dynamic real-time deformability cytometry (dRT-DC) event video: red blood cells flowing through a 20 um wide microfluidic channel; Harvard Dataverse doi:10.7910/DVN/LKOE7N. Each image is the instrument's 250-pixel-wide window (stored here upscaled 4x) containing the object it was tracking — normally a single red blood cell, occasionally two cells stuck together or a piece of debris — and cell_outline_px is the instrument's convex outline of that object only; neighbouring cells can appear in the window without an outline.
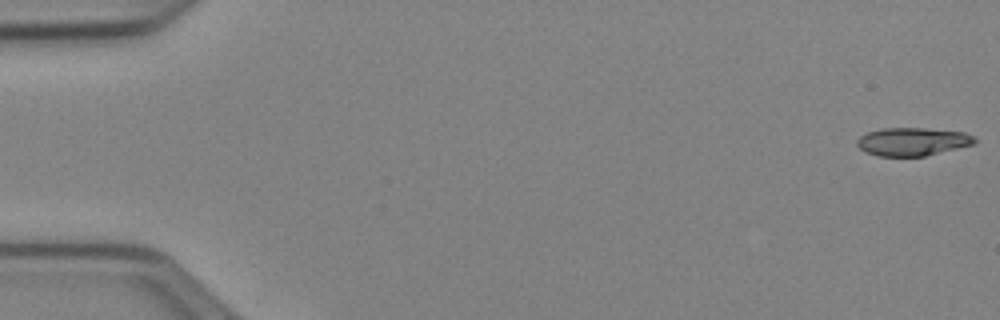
{"species": "Egyptian fruit bat (a non-hibernating species)", "species_latin": "Rousettus aegyptiacus", "temperature_condition": "cold", "stored_images_in_passage": 50, "camera_frame_rate_fps": 3000, "um_per_image_px": 0.085, "animal": {"sex": "female"}, "frame": {"image": 1, "passage_image": 1, "time_ms": 0.0, "image_size_px": [1000, 320], "cell_outline_px": [[976, 144], [924, 156], [876, 156], [860, 148], [856, 144], [856, 140], [860, 136], [868, 132], [884, 128], [924, 128], [964, 132], [972, 136], [976, 140]], "centroid_in_image_um": [77.57, 12.04], "position_along_channel_um": 7.4, "area_um2": 19.19}}
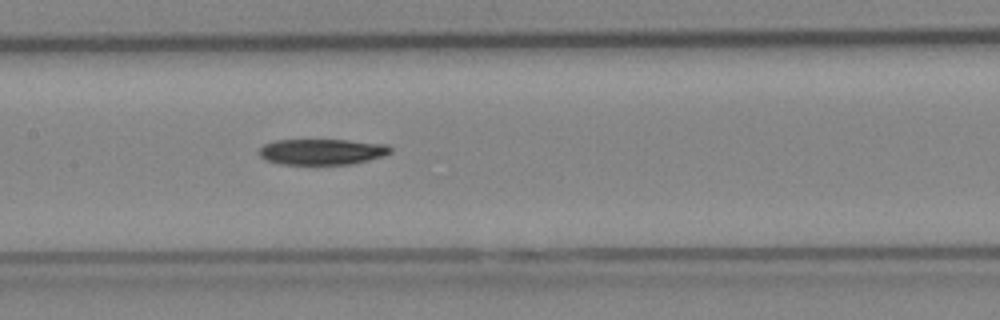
{"frame": {"image": 2, "passage_image": 26, "time_ms": 8.333, "image_size_px": [1000, 320], "cell_outline_px": [[392, 152], [384, 156], [352, 164], [280, 164], [264, 160], [260, 156], [260, 148], [264, 144], [272, 140], [348, 140], [388, 144], [392, 148]], "centroid_in_image_um": [27.38, 12.89], "position_along_channel_um": 180.0, "area_um2": 19.94}}
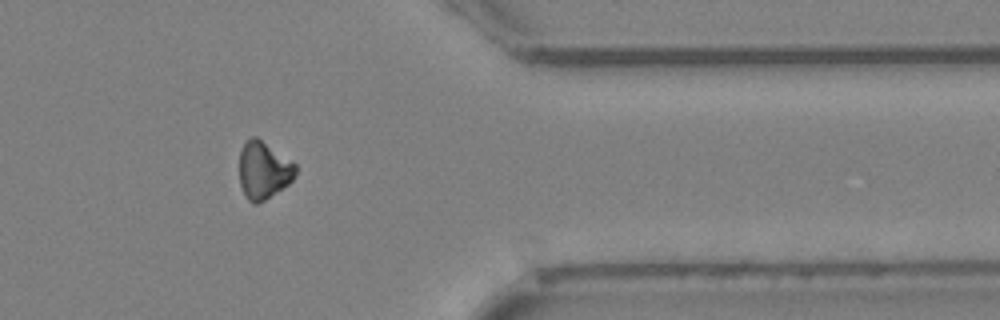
{"frame": {"image": 3, "passage_image": 43, "time_ms": 14.0, "image_size_px": [1000, 320], "cell_outline_px": [[296, 176], [288, 184], [264, 200], [256, 204], [252, 204], [244, 196], [240, 184], [240, 152], [244, 144], [252, 136], [256, 136], [296, 164]], "centroid_in_image_um": [22.39, 14.49], "position_along_channel_um": 389.0, "area_um2": 18.67}}